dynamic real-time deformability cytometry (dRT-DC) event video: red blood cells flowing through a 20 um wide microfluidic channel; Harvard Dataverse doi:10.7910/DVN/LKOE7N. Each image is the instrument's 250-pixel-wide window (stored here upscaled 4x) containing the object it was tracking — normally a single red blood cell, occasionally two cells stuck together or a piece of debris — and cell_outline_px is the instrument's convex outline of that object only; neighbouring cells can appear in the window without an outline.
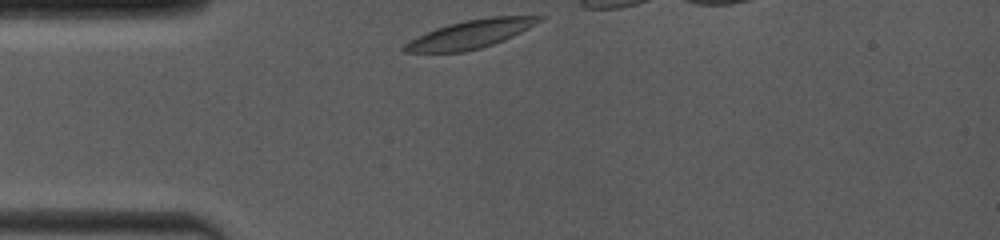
{"species": "common noctule bat (a hibernating species)", "species_latin": "Nyctalus noctula", "temperature_condition": "room temperature", "stored_images_in_passage": 16, "camera_frame_rate_fps": 4000, "um_per_image_px": 0.085, "animal": {"sex": "female", "body_mass_g": 19.0, "forearm_length_mm": 53.3}, "frame": {"image": 1, "passage_image": 1, "time_ms": 0.0, "image_size_px": [1000, 240], "cell_outline_px": [[548, 16], [528, 28], [504, 40], [480, 48], [464, 52], [404, 52], [400, 48], [404, 44], [436, 28], [448, 24], [464, 20], [492, 16]], "centroid_in_image_um": [40.0, 2.9], "position_along_channel_um": 45.0, "area_um2": 21.91}}
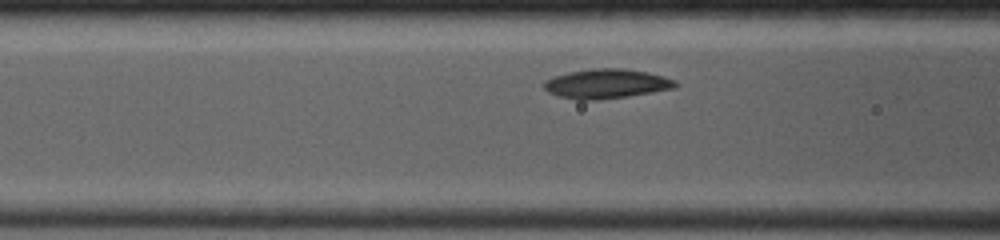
{"frame": {"image": 2, "passage_image": 12, "time_ms": 2.25, "image_size_px": [1000, 240], "cell_outline_px": [[680, 84], [676, 88], [628, 96], [600, 100], [576, 100], [556, 96], [548, 92], [544, 88], [544, 80], [568, 72], [592, 68], [620, 68], [648, 72], [676, 80]], "centroid_in_image_um": [51.55, 7.12], "position_along_channel_um": 115.1, "area_um2": 22.77}}